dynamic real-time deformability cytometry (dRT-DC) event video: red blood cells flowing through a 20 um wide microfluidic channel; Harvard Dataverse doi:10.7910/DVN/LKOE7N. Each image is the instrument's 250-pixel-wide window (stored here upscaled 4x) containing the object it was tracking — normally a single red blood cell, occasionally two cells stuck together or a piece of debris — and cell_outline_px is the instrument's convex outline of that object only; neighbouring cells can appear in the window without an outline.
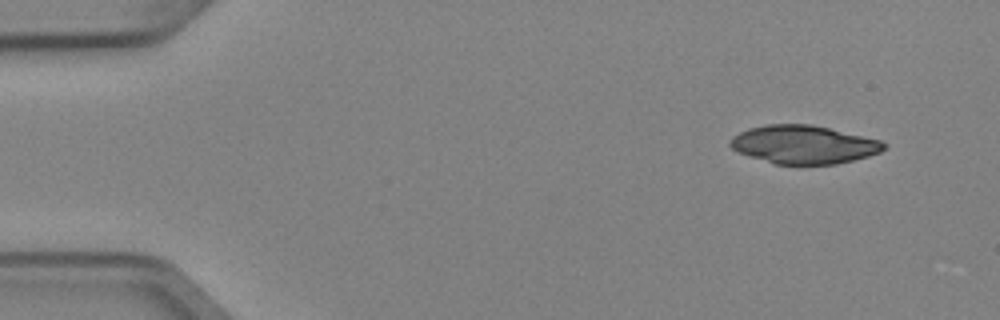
{"species": "Egyptian fruit bat (a non-hibernating species)", "species_latin": "Rousettus aegyptiacus", "temperature_condition": "cold", "stored_images_in_passage": 4, "camera_frame_rate_fps": 3000, "um_per_image_px": 0.085, "animal": {"sex": "female"}, "frame": {"image": 1, "passage_image": 1, "time_ms": 0.0, "image_size_px": [1000, 320], "cell_outline_px": [[888, 144], [880, 152], [868, 156], [836, 164], [772, 164], [748, 156], [732, 148], [728, 144], [728, 140], [732, 136], [748, 128], [764, 124], [812, 124], [880, 140]], "centroid_in_image_um": [68.27, 12.28], "position_along_channel_um": 16.7, "area_um2": 34.39}}